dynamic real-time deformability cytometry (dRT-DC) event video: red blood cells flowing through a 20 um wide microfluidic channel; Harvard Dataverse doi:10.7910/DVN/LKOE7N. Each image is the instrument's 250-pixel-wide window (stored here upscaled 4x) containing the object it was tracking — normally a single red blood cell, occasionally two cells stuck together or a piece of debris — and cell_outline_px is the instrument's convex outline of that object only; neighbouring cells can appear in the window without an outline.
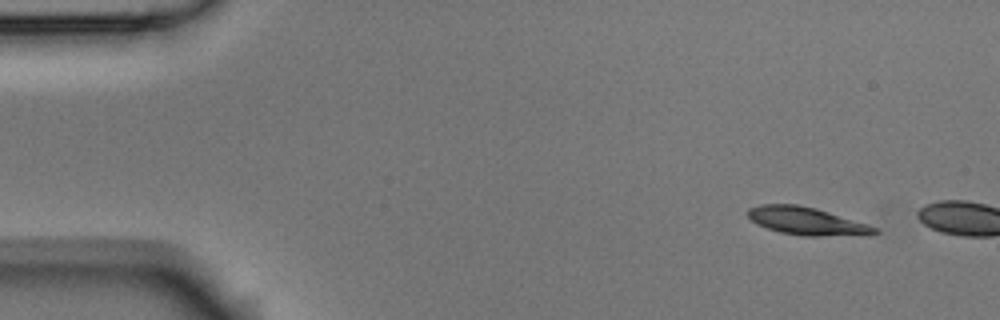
{"species": "Egyptian fruit bat (a non-hibernating species)", "species_latin": "Rousettus aegyptiacus", "temperature_condition": "room temperature", "stored_images_in_passage": 5, "camera_frame_rate_fps": 3000, "um_per_image_px": 0.085, "animal": {"sex": "male"}, "frame": {"image": 1, "passage_image": 1, "time_ms": 0.0, "image_size_px": [1000, 320], "cell_outline_px": [[880, 232], [868, 236], [804, 236], [780, 232], [756, 224], [748, 216], [748, 208], [760, 204], [796, 204], [816, 208], [868, 224], [880, 228]], "centroid_in_image_um": [68.65, 18.81], "position_along_channel_um": 16.4, "area_um2": 20.81}}
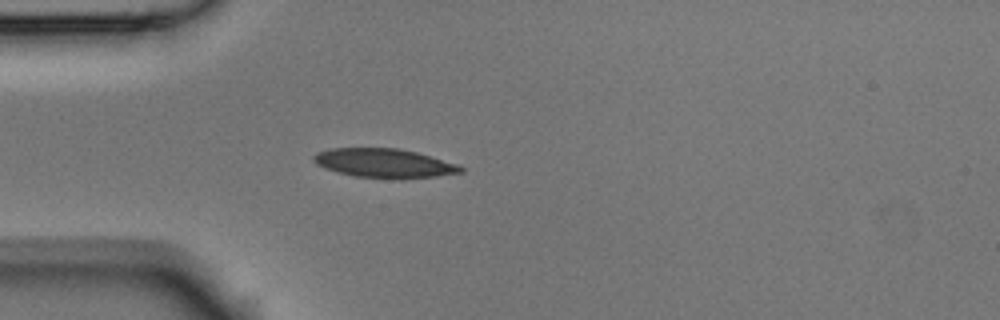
{"frame": {"image": 2, "passage_image": 5, "time_ms": 1.333, "image_size_px": [1000, 320], "cell_outline_px": [[464, 172], [436, 176], [400, 180], [356, 176], [336, 172], [324, 168], [316, 164], [312, 160], [312, 156], [316, 152], [328, 148], [400, 148], [416, 152], [460, 164], [464, 168]], "centroid_in_image_um": [32.66, 13.88], "position_along_channel_um": 52.3, "area_um2": 25.43}}